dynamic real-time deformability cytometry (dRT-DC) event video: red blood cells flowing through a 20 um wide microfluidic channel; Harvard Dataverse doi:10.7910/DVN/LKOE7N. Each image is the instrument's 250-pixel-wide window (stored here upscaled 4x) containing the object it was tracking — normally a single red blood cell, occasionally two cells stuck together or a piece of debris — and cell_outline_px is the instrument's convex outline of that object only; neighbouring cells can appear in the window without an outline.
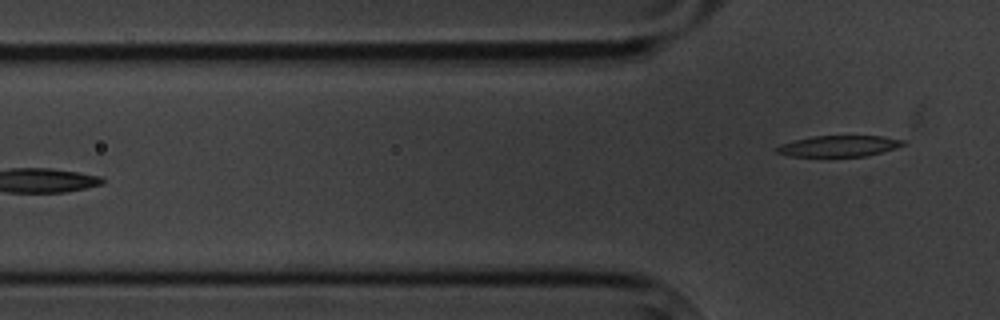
{"species": "common noctule bat (a hibernating species)", "species_latin": "Nyctalus noctula", "temperature_condition": "cold", "stored_images_in_passage": 6, "camera_frame_rate_fps": 3000, "um_per_image_px": 0.085, "animal": {"sex": "male", "body_mass_g": 20.1, "forearm_length_mm": 53.5}, "frame": {"image": 1, "passage_image": 6, "time_ms": 7.0, "image_size_px": [1000, 320], "cell_outline_px": [[908, 144], [896, 148], [864, 156], [788, 156], [776, 152], [776, 148], [780, 144], [812, 136], [880, 136], [908, 140]], "centroid_in_image_um": [71.36, 12.41], "position_along_channel_um": 54.4, "area_um2": 15.49}}